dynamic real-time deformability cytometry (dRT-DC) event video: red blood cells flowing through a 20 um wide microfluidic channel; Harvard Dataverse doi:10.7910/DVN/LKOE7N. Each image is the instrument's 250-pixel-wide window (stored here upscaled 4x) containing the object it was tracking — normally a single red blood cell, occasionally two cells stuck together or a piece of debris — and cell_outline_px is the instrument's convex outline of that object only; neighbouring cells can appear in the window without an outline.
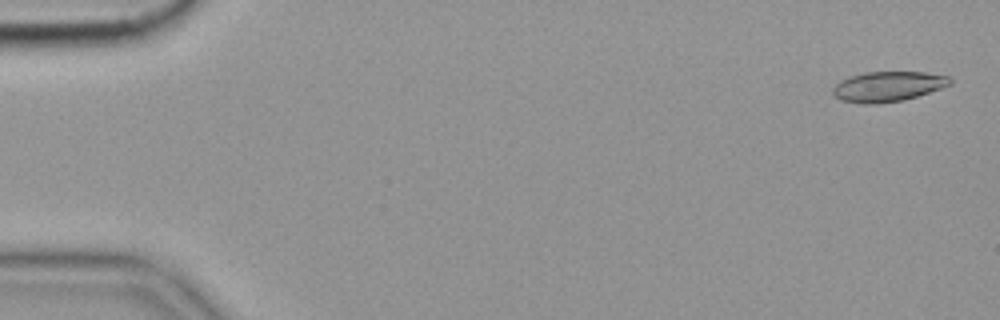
{"species": "common noctule bat (a hibernating species)", "species_latin": "Nyctalus noctula", "temperature_condition": "cold", "stored_images_in_passage": 57, "camera_frame_rate_fps": 3000, "um_per_image_px": 0.085, "animal": {"sex": "female", "body_mass_g": 19.9}, "frame": {"image": 1, "passage_image": 2, "time_ms": 0.333, "image_size_px": [1000, 320], "cell_outline_px": [[952, 84], [904, 100], [880, 104], [864, 104], [840, 100], [832, 92], [832, 88], [840, 80], [848, 76], [864, 72], [924, 72], [948, 76], [952, 80]], "centroid_in_image_um": [75.43, 7.35], "position_along_channel_um": 9.6, "area_um2": 20.63}}
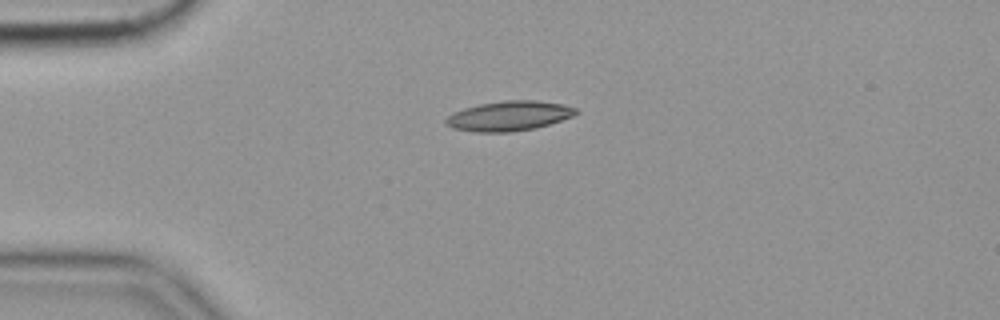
{"frame": {"image": 2, "passage_image": 14, "time_ms": 4.333, "image_size_px": [1000, 320], "cell_outline_px": [[580, 112], [572, 116], [536, 128], [512, 132], [472, 132], [452, 128], [444, 124], [444, 120], [452, 112], [464, 108], [480, 104], [504, 100], [536, 100], [564, 104], [576, 108]], "centroid_in_image_um": [43.23, 9.85], "position_along_channel_um": 41.8, "area_um2": 22.77}}
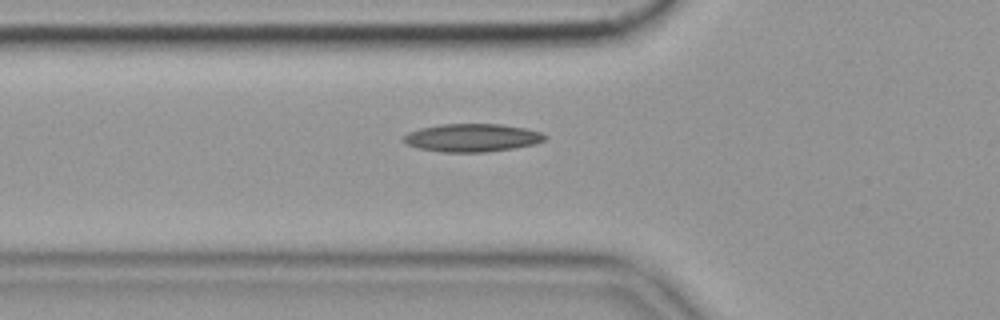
{"frame": {"image": 3, "passage_image": 20, "time_ms": 6.333, "image_size_px": [1000, 320], "cell_outline_px": [[548, 136], [544, 140], [536, 144], [516, 148], [488, 152], [440, 152], [420, 148], [408, 144], [400, 140], [408, 132], [420, 128], [440, 124], [500, 124], [524, 128], [540, 132]], "centroid_in_image_um": [40.13, 11.71], "position_along_channel_um": 85.7, "area_um2": 23.18}, "authors_computed_cell_mechanics": {"area_um2": 21.3282, "velocity_mm_per_s": 3.5557, "shape_relaxation_time_tau1_ms": null, "shape_relaxation_time_tau2_ms": 7.9734, "deformation_change_tau1": null, "deformation_change_tau2": 0.1661}}